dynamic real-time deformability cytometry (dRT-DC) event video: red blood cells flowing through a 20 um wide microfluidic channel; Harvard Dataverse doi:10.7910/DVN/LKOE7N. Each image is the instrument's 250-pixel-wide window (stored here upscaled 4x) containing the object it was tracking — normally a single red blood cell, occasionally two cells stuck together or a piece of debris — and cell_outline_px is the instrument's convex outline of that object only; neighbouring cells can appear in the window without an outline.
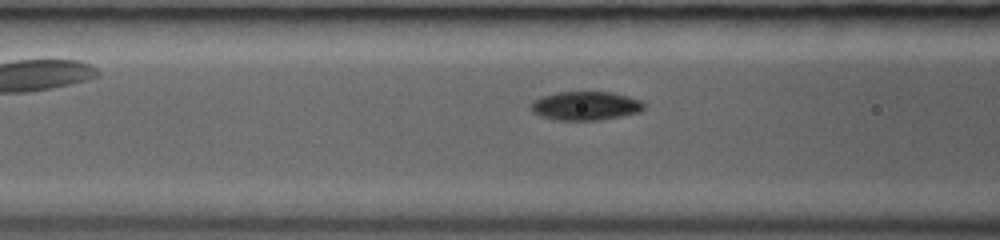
{"species": "common noctule bat (a hibernating species)", "species_latin": "Nyctalus noctula", "temperature_condition": "room temperature", "stored_images_in_passage": 5, "camera_frame_rate_fps": 3000, "um_per_image_px": 0.085, "animal": {"sex": "female", "body_mass_g": 19.0, "forearm_length_mm": 53.3}, "frame": {"image": 1, "passage_image": 5, "time_ms": 3.0, "image_size_px": [1000, 240], "cell_outline_px": [[644, 108], [640, 112], [600, 120], [552, 120], [540, 116], [532, 112], [532, 100], [556, 92], [612, 92], [628, 96], [640, 100], [644, 104]], "centroid_in_image_um": [49.76, 9.0], "position_along_channel_um": 116.8, "area_um2": 18.96}}